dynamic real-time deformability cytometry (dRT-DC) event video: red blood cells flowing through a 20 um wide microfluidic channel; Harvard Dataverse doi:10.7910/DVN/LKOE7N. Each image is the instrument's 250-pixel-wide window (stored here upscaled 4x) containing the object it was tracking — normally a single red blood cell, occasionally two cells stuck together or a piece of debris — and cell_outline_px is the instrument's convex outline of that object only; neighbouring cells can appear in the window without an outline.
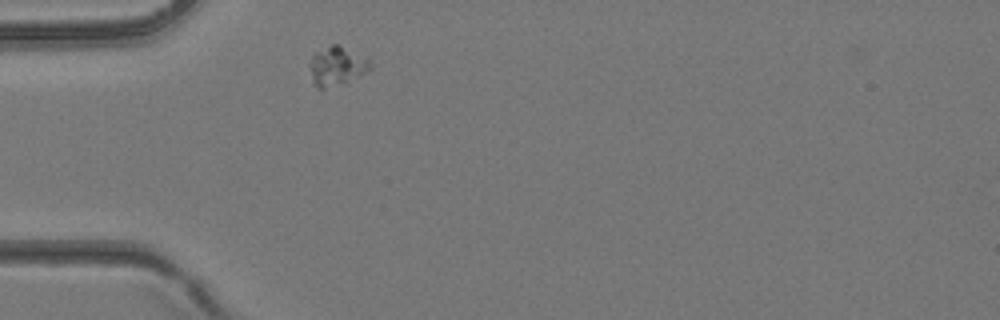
{"species": "common noctule bat (a hibernating species)", "species_latin": "Nyctalus noctula", "temperature_condition": "room temperature", "stored_images_in_passage": 1, "camera_frame_rate_fps": 3000, "um_per_image_px": 0.085, "animal": {"sex": "female", "body_mass_g": 24.6, "forearm_length_mm": 56.2}, "frame": {"image": 1, "passage_image": 1, "time_ms": 0.0, "image_size_px": [1000, 320], "cell_outline_px": [[372, 68], [368, 72], [348, 80], [324, 88], [316, 88], [312, 80], [308, 64], [312, 56], [316, 52], [332, 44], [336, 44], [368, 60]], "centroid_in_image_um": [28.57, 5.62], "position_along_channel_um": 56.4, "area_um2": 13.18}}